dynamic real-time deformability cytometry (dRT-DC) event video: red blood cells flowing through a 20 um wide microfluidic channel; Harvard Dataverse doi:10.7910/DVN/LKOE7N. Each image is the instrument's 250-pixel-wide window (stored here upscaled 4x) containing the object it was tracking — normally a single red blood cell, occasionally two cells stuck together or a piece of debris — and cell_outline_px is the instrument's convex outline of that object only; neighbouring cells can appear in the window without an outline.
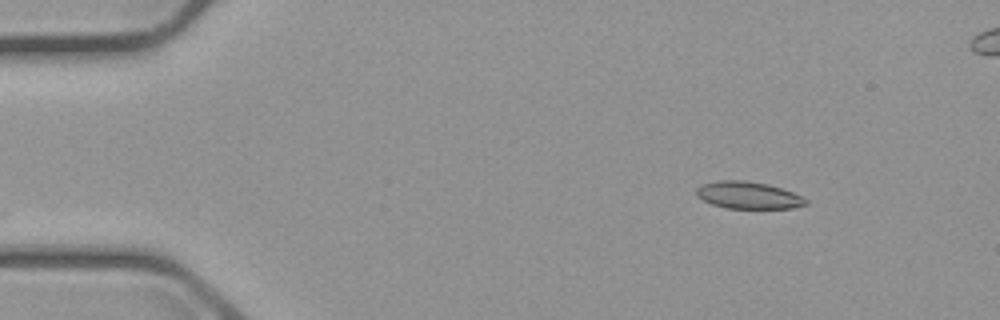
{"species": "common noctule bat (a hibernating species)", "species_latin": "Nyctalus noctula", "temperature_condition": "cold", "stored_images_in_passage": 7, "camera_frame_rate_fps": 3000, "um_per_image_px": 0.085, "animal": {"sex": "male", "body_mass_g": 23.1, "forearm_length_mm": 52.7}, "frame": {"image": 1, "passage_image": 1, "time_ms": 0.0, "image_size_px": [1000, 320], "cell_outline_px": [[808, 204], [792, 208], [724, 208], [712, 204], [696, 196], [696, 188], [704, 184], [716, 180], [744, 180], [768, 184], [792, 192], [808, 200]], "centroid_in_image_um": [63.58, 16.59], "position_along_channel_um": 21.4, "area_um2": 17.22}}
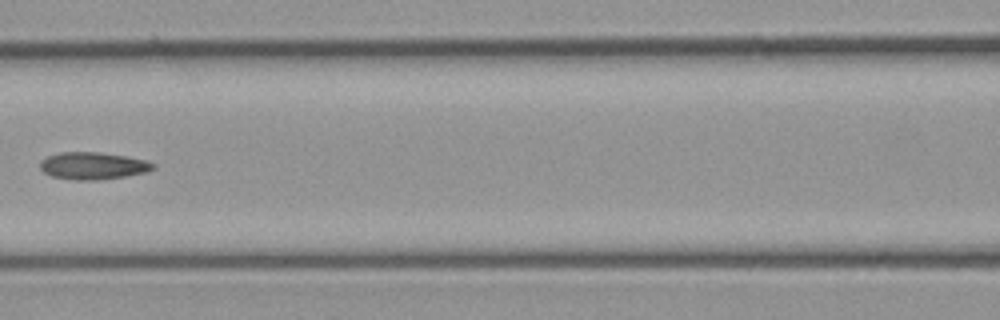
{"frame": {"image": 2, "passage_image": 6, "time_ms": 6.0, "image_size_px": [1000, 320], "cell_outline_px": [[156, 168], [144, 172], [124, 176], [100, 180], [72, 180], [52, 176], [44, 172], [40, 168], [40, 160], [48, 156], [60, 152], [100, 152], [124, 156], [144, 160], [156, 164]], "centroid_in_image_um": [7.87, 14.09], "position_along_channel_um": 158.7, "area_um2": 17.86}}
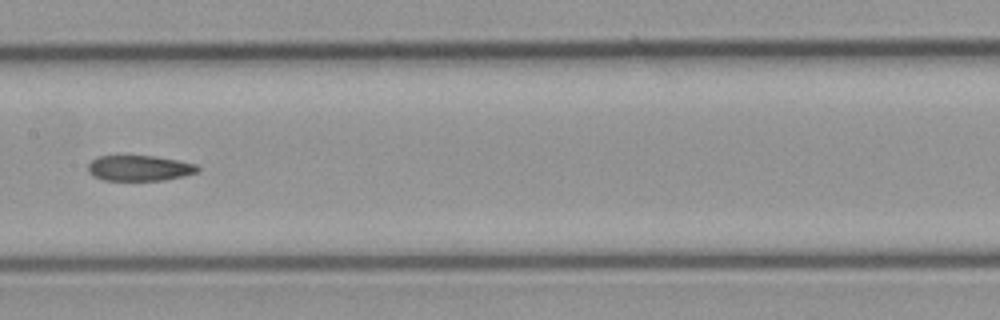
{"frame": {"image": 3, "passage_image": 7, "time_ms": 7.0, "image_size_px": [1000, 320], "cell_outline_px": [[200, 172], [184, 176], [164, 180], [104, 180], [88, 172], [88, 164], [96, 156], [156, 156], [196, 164], [200, 168]], "centroid_in_image_um": [11.88, 14.29], "position_along_channel_um": 195.5, "area_um2": 16.3}}